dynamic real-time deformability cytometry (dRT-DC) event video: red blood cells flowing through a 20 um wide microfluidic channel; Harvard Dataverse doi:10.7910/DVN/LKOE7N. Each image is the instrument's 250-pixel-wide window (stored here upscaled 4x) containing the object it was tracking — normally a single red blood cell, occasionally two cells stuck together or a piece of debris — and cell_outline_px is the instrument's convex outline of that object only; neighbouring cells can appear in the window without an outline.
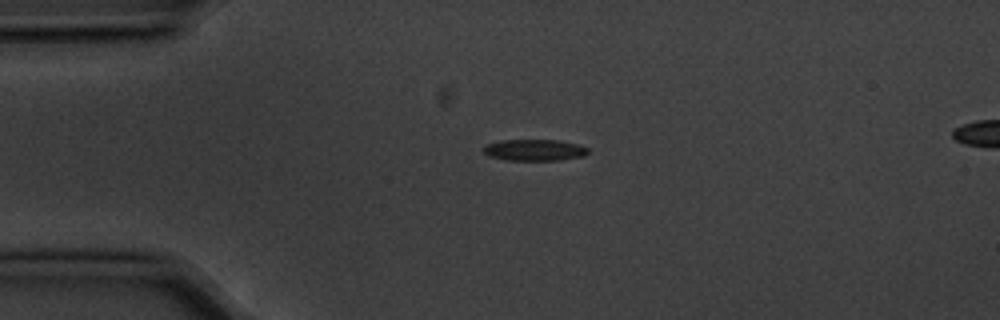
{"species": "common noctule bat (a hibernating species)", "species_latin": "Nyctalus noctula", "temperature_condition": "cold", "stored_images_in_passage": 4, "segment_of_instrument_passage": [1, 2], "camera_frame_rate_fps": 3000, "um_per_image_px": 0.085, "animal": {"sex": "male", "body_mass_g": 20.1, "forearm_length_mm": 53.5}, "frame": {"image": 1, "passage_image": 3, "time_ms": 0.667, "image_size_px": [1000, 320], "cell_outline_px": [[588, 152], [584, 156], [560, 160], [504, 160], [488, 156], [484, 152], [484, 144], [500, 140], [560, 140], [580, 144], [588, 148]], "centroid_in_image_um": [45.43, 12.75], "position_along_channel_um": 39.6, "area_um2": 13.24}}